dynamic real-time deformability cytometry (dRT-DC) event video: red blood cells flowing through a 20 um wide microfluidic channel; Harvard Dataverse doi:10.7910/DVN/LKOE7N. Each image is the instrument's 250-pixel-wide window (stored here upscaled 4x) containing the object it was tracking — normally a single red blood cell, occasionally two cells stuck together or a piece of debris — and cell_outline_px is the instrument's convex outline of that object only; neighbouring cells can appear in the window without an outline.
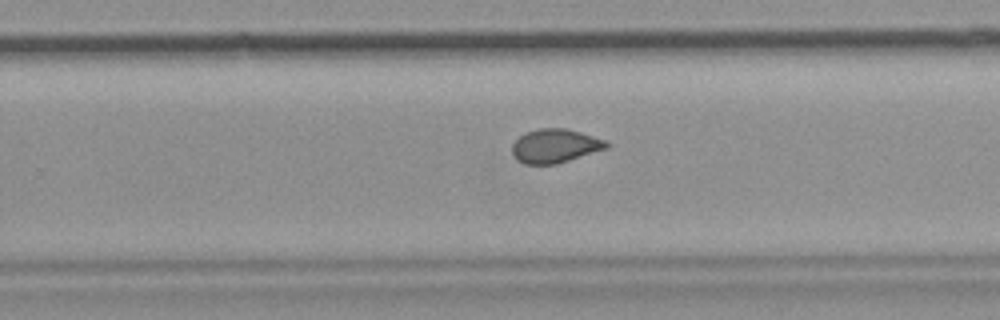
{"species": "common noctule bat (a hibernating species)", "species_latin": "Nyctalus noctula", "temperature_condition": "room temperature", "stored_images_in_passage": 33, "camera_frame_rate_fps": 3000, "um_per_image_px": 0.085, "animal": {"sex": "female", "body_mass_g": 19.9}, "frame": {"image": 1, "passage_image": 24, "time_ms": 7.667, "image_size_px": [1000, 320], "cell_outline_px": [[608, 148], [556, 164], [524, 164], [516, 160], [512, 152], [512, 144], [524, 132], [540, 128], [564, 128], [580, 132], [608, 140]], "centroid_in_image_um": [47.17, 12.4], "position_along_channel_um": 282.6, "area_um2": 18.67}}